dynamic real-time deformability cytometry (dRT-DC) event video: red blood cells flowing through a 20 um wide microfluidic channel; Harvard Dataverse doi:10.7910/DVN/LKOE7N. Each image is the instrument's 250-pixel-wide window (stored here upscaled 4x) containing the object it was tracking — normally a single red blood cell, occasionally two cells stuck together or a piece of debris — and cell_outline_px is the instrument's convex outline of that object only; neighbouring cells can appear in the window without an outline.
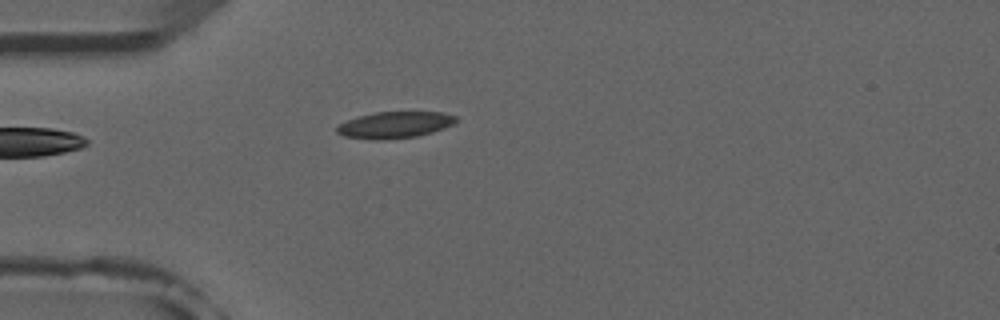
{"species": "common noctule bat (a hibernating species)", "species_latin": "Nyctalus noctula", "temperature_condition": "room temperature", "stored_images_in_passage": 1, "camera_frame_rate_fps": 3000, "um_per_image_px": 0.085, "animal": {"sex": "male", "forearm_length_mm": 52.5}, "frame": {"image": 1, "passage_image": 1, "time_ms": 0.0, "image_size_px": [1000, 320], "cell_outline_px": [[456, 120], [452, 124], [444, 128], [432, 132], [416, 136], [384, 140], [372, 140], [344, 136], [336, 132], [336, 128], [340, 124], [356, 116], [376, 112], [444, 112], [456, 116]], "centroid_in_image_um": [33.53, 10.61], "position_along_channel_um": 51.5, "area_um2": 18.38}}